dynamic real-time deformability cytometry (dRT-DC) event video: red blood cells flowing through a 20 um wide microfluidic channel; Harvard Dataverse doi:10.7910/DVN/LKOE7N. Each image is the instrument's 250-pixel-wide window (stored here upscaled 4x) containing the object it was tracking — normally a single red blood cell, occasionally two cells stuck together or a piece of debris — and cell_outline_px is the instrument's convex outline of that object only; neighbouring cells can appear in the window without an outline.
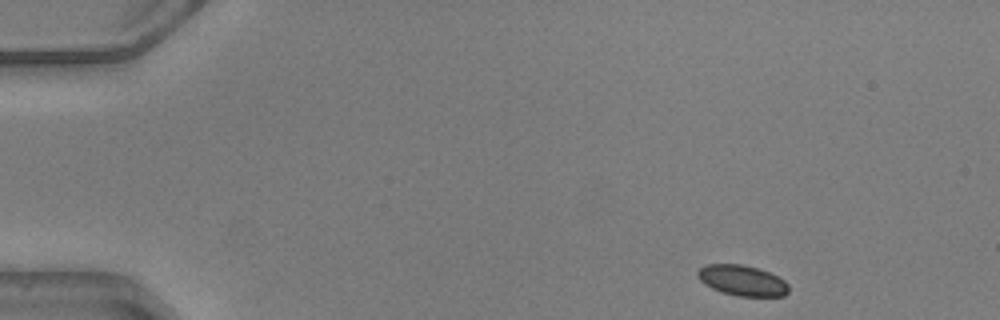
{"species": "common noctule bat (a hibernating species)", "species_latin": "Nyctalus noctula", "temperature_condition": "warm", "stored_images_in_passage": 45, "camera_frame_rate_fps": 3000, "um_per_image_px": 0.085, "animal": {"sex": "male", "body_mass_g": 20.5, "forearm_length_mm": 52.5}, "frame": {"image": 1, "passage_image": 1, "time_ms": 0.0, "image_size_px": [1000, 320], "cell_outline_px": [[788, 292], [784, 296], [736, 296], [712, 288], [704, 284], [696, 276], [696, 272], [700, 268], [708, 264], [740, 264], [760, 268], [784, 280], [788, 284]], "centroid_in_image_um": [63.08, 23.83], "position_along_channel_um": 21.9, "area_um2": 16.18}}
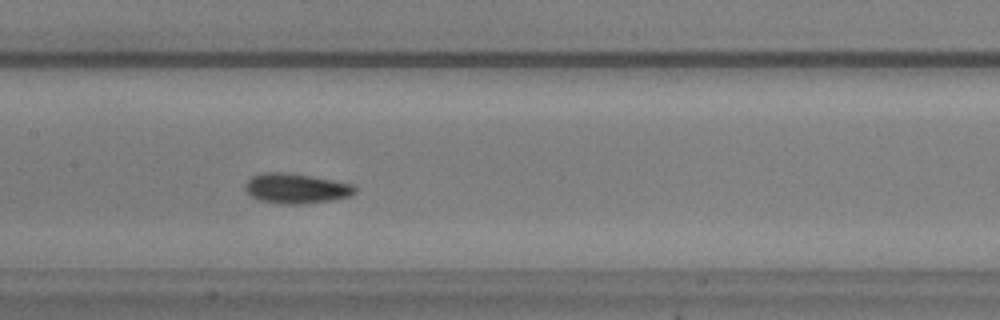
{"frame": {"image": 2, "passage_image": 20, "time_ms": 6.333, "image_size_px": [1000, 320], "cell_outline_px": [[356, 192], [348, 196], [328, 200], [304, 204], [280, 204], [260, 200], [252, 196], [244, 188], [244, 184], [252, 176], [264, 172], [288, 172], [352, 184], [356, 188]], "centroid_in_image_um": [25.12, 16.01], "position_along_channel_um": 182.3, "area_um2": 18.96}}
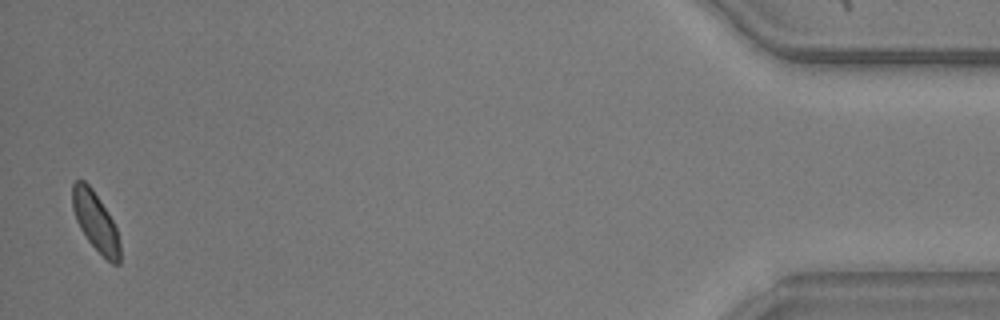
{"frame": {"image": 3, "passage_image": 44, "time_ms": 14.333, "image_size_px": [1000, 320], "cell_outline_px": [[120, 264], [112, 264], [88, 240], [80, 228], [76, 220], [72, 208], [72, 184], [76, 180], [84, 180], [92, 188], [108, 212], [116, 228], [120, 240]], "centroid_in_image_um": [8.12, 18.81], "position_along_channel_um": 427.1, "area_um2": 16.24}, "authors_computed_cell_mechanics": {"area_um2": 17.5134, "velocity_mm_per_s": 4.0985, "shape_relaxation_time_tau1_ms": 2.6308, "shape_relaxation_time_tau2_ms": 3.4876, "deformation_change_tau1": 0.1247, "deformation_change_tau2": 0.07}}